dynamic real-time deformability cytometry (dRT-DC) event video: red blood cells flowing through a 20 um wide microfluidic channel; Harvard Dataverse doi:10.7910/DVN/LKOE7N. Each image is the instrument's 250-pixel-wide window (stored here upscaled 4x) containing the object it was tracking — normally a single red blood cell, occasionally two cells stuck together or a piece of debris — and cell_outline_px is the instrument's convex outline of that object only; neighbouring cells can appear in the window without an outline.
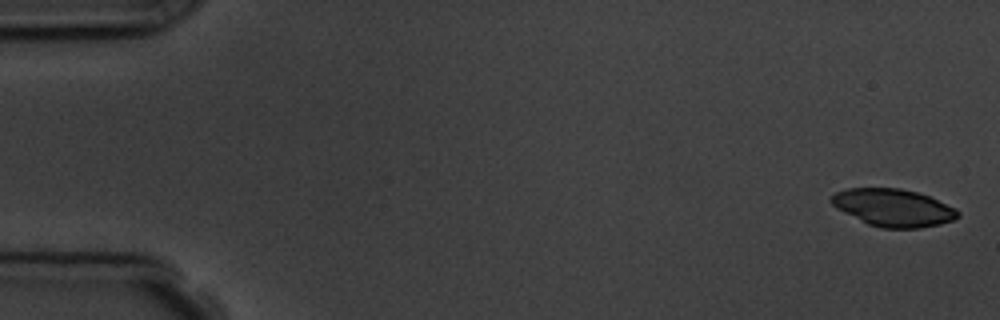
{"species": "common noctule bat (a hibernating species)", "species_latin": "Nyctalus noctula", "temperature_condition": "room temperature", "stored_images_in_passage": 6, "camera_frame_rate_fps": 3000, "um_per_image_px": 0.085, "animal": {"sex": "male", "body_mass_g": 19.5, "forearm_length_mm": 54.6}, "frame": {"image": 1, "passage_image": 1, "time_ms": 0.0, "image_size_px": [1000, 320], "cell_outline_px": [[960, 216], [956, 220], [940, 224], [920, 228], [880, 228], [868, 224], [836, 208], [828, 200], [836, 192], [848, 188], [900, 188], [916, 192], [928, 196], [956, 208], [960, 212]], "centroid_in_image_um": [75.95, 17.66], "position_along_channel_um": 9.1, "area_um2": 27.69}}